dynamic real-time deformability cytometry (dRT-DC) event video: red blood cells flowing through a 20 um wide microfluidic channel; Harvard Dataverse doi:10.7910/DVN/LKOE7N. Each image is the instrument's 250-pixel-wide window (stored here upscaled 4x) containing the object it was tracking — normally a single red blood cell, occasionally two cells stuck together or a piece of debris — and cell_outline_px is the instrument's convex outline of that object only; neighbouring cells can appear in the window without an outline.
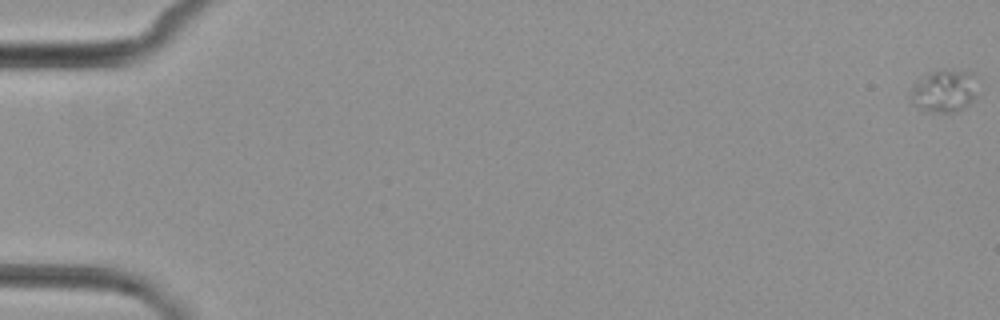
{"species": "common noctule bat (a hibernating species)", "species_latin": "Nyctalus noctula", "temperature_condition": "cold", "stored_images_in_passage": 5, "camera_frame_rate_fps": 3000, "um_per_image_px": 0.085, "animal": {"sex": "female", "body_mass_g": 29.2, "forearm_length_mm": 56.3}, "frame": {"image": 1, "passage_image": 1, "time_ms": 0.0, "image_size_px": [1000, 320], "cell_outline_px": [[976, 96], [960, 108], [952, 112], [932, 112], [916, 108], [912, 104], [912, 88], [916, 84], [932, 72], [972, 72]], "centroid_in_image_um": [80.22, 7.79], "position_along_channel_um": 4.8, "area_um2": 15.37}}